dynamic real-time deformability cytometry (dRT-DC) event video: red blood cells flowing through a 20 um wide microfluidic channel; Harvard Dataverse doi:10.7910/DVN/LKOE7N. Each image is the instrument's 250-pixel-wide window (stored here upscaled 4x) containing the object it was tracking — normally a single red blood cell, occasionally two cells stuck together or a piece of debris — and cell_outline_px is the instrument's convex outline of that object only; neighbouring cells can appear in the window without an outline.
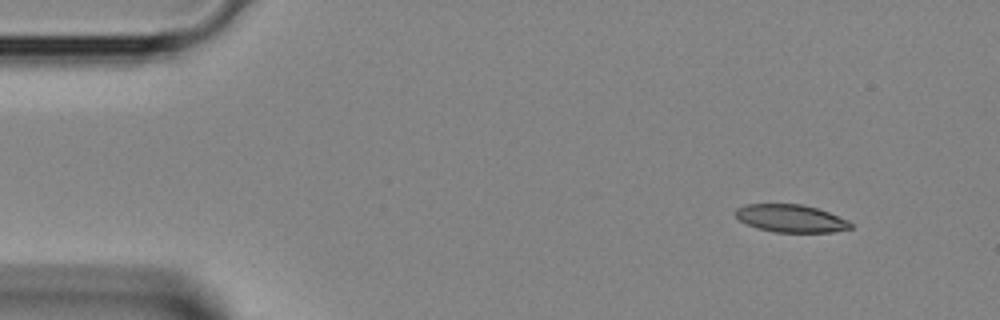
{"species": "Egyptian fruit bat (a non-hibernating species)", "species_latin": "Rousettus aegyptiacus", "temperature_condition": "room temperature", "stored_images_in_passage": 3, "camera_frame_rate_fps": 3000, "um_per_image_px": 0.085, "animal": {"sex": "female"}, "frame": {"image": 1, "passage_image": 1, "time_ms": 0.0, "image_size_px": [1000, 320], "cell_outline_px": [[852, 228], [832, 232], [776, 232], [756, 228], [740, 220], [736, 216], [736, 208], [744, 204], [800, 204], [816, 208], [828, 212], [848, 220], [852, 224]], "centroid_in_image_um": [67.22, 18.56], "position_along_channel_um": 17.8, "area_um2": 18.44}}
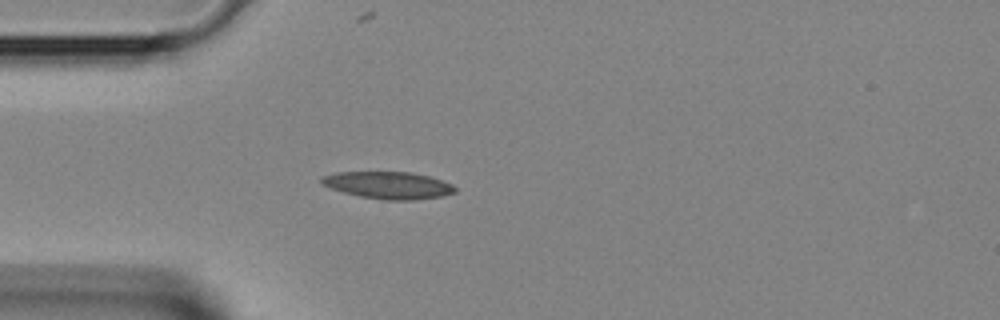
{"frame": {"image": 2, "passage_image": 3, "time_ms": 0.667, "image_size_px": [1000, 320], "cell_outline_px": [[456, 192], [440, 196], [416, 200], [384, 200], [360, 196], [328, 188], [320, 184], [320, 176], [336, 172], [412, 172], [428, 176], [452, 184], [456, 188]], "centroid_in_image_um": [32.95, 15.74], "position_along_channel_um": 52.0, "area_um2": 21.21}}